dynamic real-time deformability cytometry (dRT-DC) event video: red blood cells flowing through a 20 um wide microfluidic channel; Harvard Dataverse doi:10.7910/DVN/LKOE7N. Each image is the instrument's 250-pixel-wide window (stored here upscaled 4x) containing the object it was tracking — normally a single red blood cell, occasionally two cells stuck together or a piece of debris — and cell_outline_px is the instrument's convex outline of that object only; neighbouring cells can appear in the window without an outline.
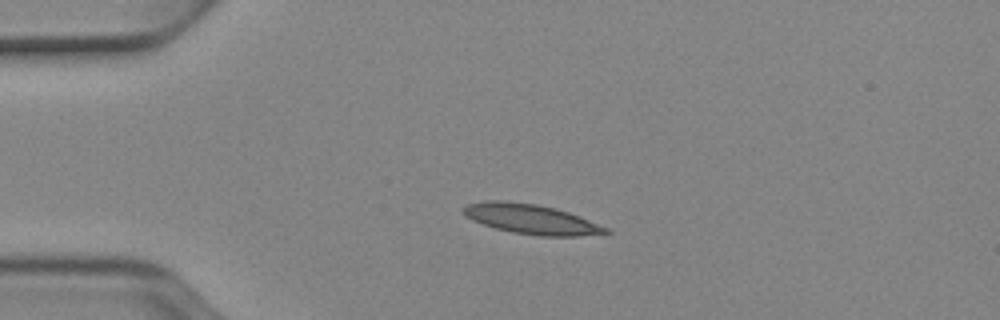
{"species": "Egyptian fruit bat (a non-hibernating species)", "species_latin": "Rousettus aegyptiacus", "temperature_condition": "cold", "stored_images_in_passage": 41, "camera_frame_rate_fps": 3000, "um_per_image_px": 0.085, "animal": {"sex": "female"}, "frame": {"image": 1, "passage_image": 1, "time_ms": 0.0, "image_size_px": [1000, 320], "cell_outline_px": [[612, 232], [580, 236], [540, 236], [512, 232], [496, 228], [472, 220], [464, 216], [460, 212], [460, 208], [468, 204], [488, 200], [504, 200], [536, 204], [556, 208], [580, 216], [608, 228]], "centroid_in_image_um": [45.11, 18.61], "position_along_channel_um": 39.9, "area_um2": 24.85}}
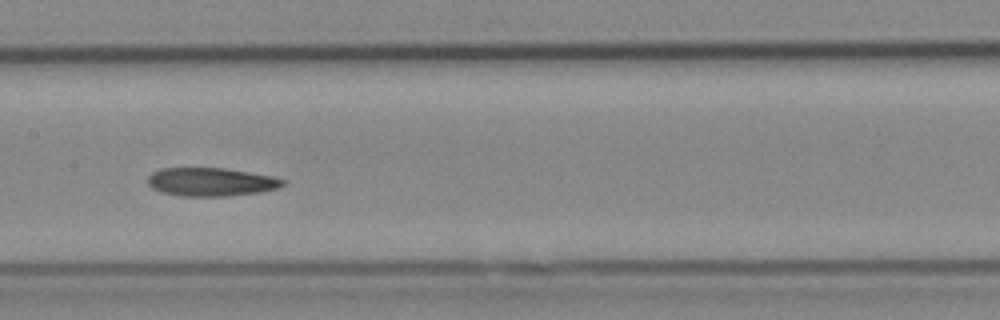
{"frame": {"image": 2, "passage_image": 15, "time_ms": 4.667, "image_size_px": [1000, 320], "cell_outline_px": [[284, 184], [276, 188], [260, 192], [228, 196], [180, 196], [160, 192], [152, 188], [148, 184], [148, 176], [152, 172], [160, 168], [224, 168], [272, 176], [284, 180]], "centroid_in_image_um": [17.88, 15.46], "position_along_channel_um": 189.5, "area_um2": 22.31}}
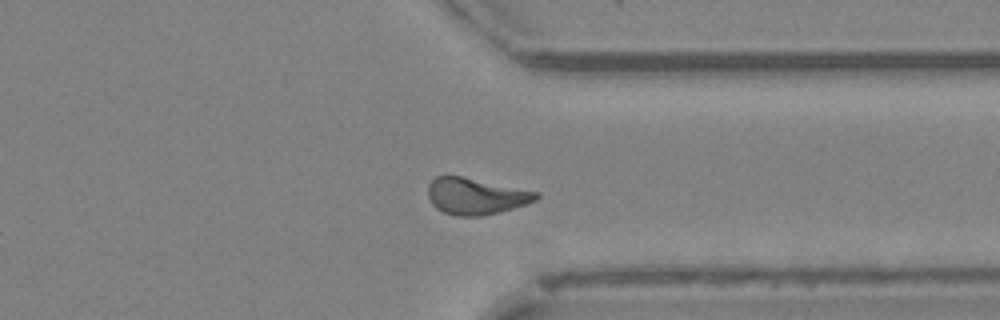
{"frame": {"image": 3, "passage_image": 29, "time_ms": 9.333, "image_size_px": [1000, 320], "cell_outline_px": [[540, 196], [536, 200], [512, 208], [480, 216], [456, 216], [444, 212], [436, 208], [432, 204], [428, 196], [428, 184], [436, 176], [460, 176], [540, 192]], "centroid_in_image_um": [40.42, 16.67], "position_along_channel_um": 371.0, "area_um2": 22.72}, "authors_computed_cell_mechanics": {"area_um2": 22.6576, "velocity_mm_per_s": 3.8936, "shape_relaxation_time_tau1_ms": 7.7002, "shape_relaxation_time_tau2_ms": 7.1572, "deformation_change_tau1": 0.1754, "deformation_change_tau2": 0.1594}}